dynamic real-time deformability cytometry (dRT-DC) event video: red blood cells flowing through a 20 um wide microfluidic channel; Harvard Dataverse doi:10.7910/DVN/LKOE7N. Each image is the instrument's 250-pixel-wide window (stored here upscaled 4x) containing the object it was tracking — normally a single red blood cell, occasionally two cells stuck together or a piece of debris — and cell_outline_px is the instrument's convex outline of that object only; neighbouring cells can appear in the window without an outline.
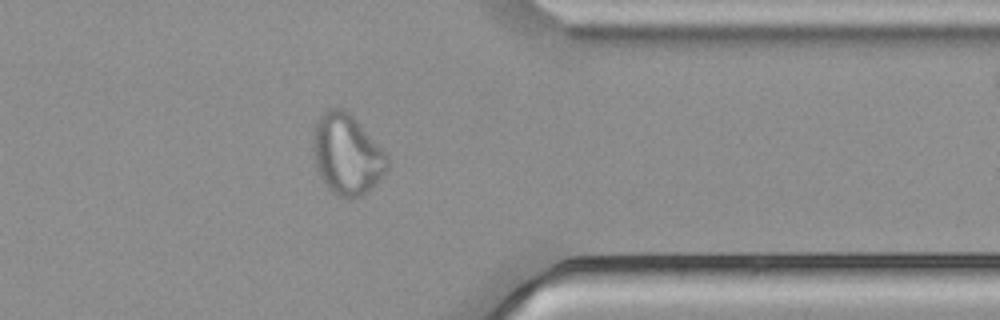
{"species": "common noctule bat (a hibernating species)", "species_latin": "Nyctalus noctula", "temperature_condition": "cold", "stored_images_in_passage": 39, "camera_frame_rate_fps": 3000, "um_per_image_px": 0.085, "animal": {"sex": "male", "body_mass_g": 21.5, "forearm_length_mm": 52.0}, "frame": {"image": 1, "passage_image": 28, "time_ms": 9.0, "image_size_px": [1000, 320], "cell_outline_px": [[388, 168], [368, 192], [360, 196], [348, 200], [336, 196], [328, 188], [320, 176], [316, 168], [312, 156], [312, 140], [316, 120], [324, 112], [332, 108], [344, 108], [356, 120], [388, 156]], "centroid_in_image_um": [29.44, 13.16], "position_along_channel_um": 382.0, "area_um2": 34.85}}